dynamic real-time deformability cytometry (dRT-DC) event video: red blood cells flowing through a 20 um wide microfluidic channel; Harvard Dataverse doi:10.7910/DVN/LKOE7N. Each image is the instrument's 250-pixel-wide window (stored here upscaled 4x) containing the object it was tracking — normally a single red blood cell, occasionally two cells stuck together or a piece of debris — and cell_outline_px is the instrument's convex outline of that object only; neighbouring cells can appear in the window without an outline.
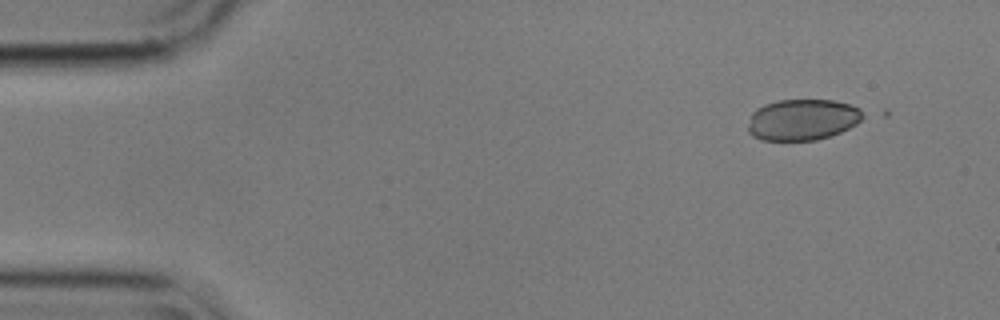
{"species": "common noctule bat (a hibernating species)", "species_latin": "Nyctalus noctula", "temperature_condition": "cold", "stored_images_in_passage": 3, "camera_frame_rate_fps": 3000, "um_per_image_px": 0.085, "animal": {"sex": "male", "body_mass_g": 17.9}, "frame": {"image": 1, "passage_image": 2, "time_ms": 0.333, "image_size_px": [1000, 320], "cell_outline_px": [[868, 116], [856, 124], [840, 132], [816, 140], [760, 140], [752, 136], [748, 132], [748, 124], [752, 112], [756, 108], [764, 104], [780, 100], [832, 100], [848, 104], [860, 108]], "centroid_in_image_um": [68.22, 10.17], "position_along_channel_um": 16.8, "area_um2": 27.74}}